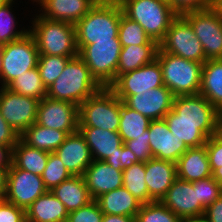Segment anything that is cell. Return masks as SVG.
<instances>
[{
	"instance_id": "1",
	"label": "cell",
	"mask_w": 222,
	"mask_h": 222,
	"mask_svg": "<svg viewBox=\"0 0 222 222\" xmlns=\"http://www.w3.org/2000/svg\"><path fill=\"white\" fill-rule=\"evenodd\" d=\"M122 8L117 0H99L74 26L77 44L113 41L118 37Z\"/></svg>"
},
{
	"instance_id": "2",
	"label": "cell",
	"mask_w": 222,
	"mask_h": 222,
	"mask_svg": "<svg viewBox=\"0 0 222 222\" xmlns=\"http://www.w3.org/2000/svg\"><path fill=\"white\" fill-rule=\"evenodd\" d=\"M102 86L91 75L90 69L79 57L72 58L61 75L47 88V97L79 106Z\"/></svg>"
},
{
	"instance_id": "3",
	"label": "cell",
	"mask_w": 222,
	"mask_h": 222,
	"mask_svg": "<svg viewBox=\"0 0 222 222\" xmlns=\"http://www.w3.org/2000/svg\"><path fill=\"white\" fill-rule=\"evenodd\" d=\"M29 33L34 37L39 55L75 58L79 54L74 24L35 15ZM32 27V29H31Z\"/></svg>"
},
{
	"instance_id": "4",
	"label": "cell",
	"mask_w": 222,
	"mask_h": 222,
	"mask_svg": "<svg viewBox=\"0 0 222 222\" xmlns=\"http://www.w3.org/2000/svg\"><path fill=\"white\" fill-rule=\"evenodd\" d=\"M123 14L138 22L158 44L165 38L171 22L179 15L168 0H117Z\"/></svg>"
},
{
	"instance_id": "5",
	"label": "cell",
	"mask_w": 222,
	"mask_h": 222,
	"mask_svg": "<svg viewBox=\"0 0 222 222\" xmlns=\"http://www.w3.org/2000/svg\"><path fill=\"white\" fill-rule=\"evenodd\" d=\"M156 59L162 68L163 83L174 96L199 94L203 63L163 52L160 48Z\"/></svg>"
},
{
	"instance_id": "6",
	"label": "cell",
	"mask_w": 222,
	"mask_h": 222,
	"mask_svg": "<svg viewBox=\"0 0 222 222\" xmlns=\"http://www.w3.org/2000/svg\"><path fill=\"white\" fill-rule=\"evenodd\" d=\"M120 99L109 87H102L78 106V127L118 131Z\"/></svg>"
},
{
	"instance_id": "7",
	"label": "cell",
	"mask_w": 222,
	"mask_h": 222,
	"mask_svg": "<svg viewBox=\"0 0 222 222\" xmlns=\"http://www.w3.org/2000/svg\"><path fill=\"white\" fill-rule=\"evenodd\" d=\"M77 47L78 56L90 69L91 75L102 87H109L117 78V66L122 48L119 37L113 41L77 44Z\"/></svg>"
},
{
	"instance_id": "8",
	"label": "cell",
	"mask_w": 222,
	"mask_h": 222,
	"mask_svg": "<svg viewBox=\"0 0 222 222\" xmlns=\"http://www.w3.org/2000/svg\"><path fill=\"white\" fill-rule=\"evenodd\" d=\"M38 59L39 51L34 37L29 32L18 40L4 44L0 72L1 87H7L19 75L36 68Z\"/></svg>"
},
{
	"instance_id": "9",
	"label": "cell",
	"mask_w": 222,
	"mask_h": 222,
	"mask_svg": "<svg viewBox=\"0 0 222 222\" xmlns=\"http://www.w3.org/2000/svg\"><path fill=\"white\" fill-rule=\"evenodd\" d=\"M202 44L205 58L222 59V19L214 7L181 14Z\"/></svg>"
},
{
	"instance_id": "10",
	"label": "cell",
	"mask_w": 222,
	"mask_h": 222,
	"mask_svg": "<svg viewBox=\"0 0 222 222\" xmlns=\"http://www.w3.org/2000/svg\"><path fill=\"white\" fill-rule=\"evenodd\" d=\"M163 52L182 57L187 60L205 63L202 44L197 39L190 23L179 14L170 24L165 38L159 43Z\"/></svg>"
},
{
	"instance_id": "11",
	"label": "cell",
	"mask_w": 222,
	"mask_h": 222,
	"mask_svg": "<svg viewBox=\"0 0 222 222\" xmlns=\"http://www.w3.org/2000/svg\"><path fill=\"white\" fill-rule=\"evenodd\" d=\"M40 100L0 87V111L5 121L19 135L36 122Z\"/></svg>"
},
{
	"instance_id": "12",
	"label": "cell",
	"mask_w": 222,
	"mask_h": 222,
	"mask_svg": "<svg viewBox=\"0 0 222 222\" xmlns=\"http://www.w3.org/2000/svg\"><path fill=\"white\" fill-rule=\"evenodd\" d=\"M47 191L41 176L19 169L13 163L7 170L4 199L11 204L26 210Z\"/></svg>"
},
{
	"instance_id": "13",
	"label": "cell",
	"mask_w": 222,
	"mask_h": 222,
	"mask_svg": "<svg viewBox=\"0 0 222 222\" xmlns=\"http://www.w3.org/2000/svg\"><path fill=\"white\" fill-rule=\"evenodd\" d=\"M161 86H164L162 68L155 58L136 70L119 75L109 88L121 101H124L128 96Z\"/></svg>"
},
{
	"instance_id": "14",
	"label": "cell",
	"mask_w": 222,
	"mask_h": 222,
	"mask_svg": "<svg viewBox=\"0 0 222 222\" xmlns=\"http://www.w3.org/2000/svg\"><path fill=\"white\" fill-rule=\"evenodd\" d=\"M160 202L183 222L201 219L205 212L198 200L197 181L176 178Z\"/></svg>"
},
{
	"instance_id": "15",
	"label": "cell",
	"mask_w": 222,
	"mask_h": 222,
	"mask_svg": "<svg viewBox=\"0 0 222 222\" xmlns=\"http://www.w3.org/2000/svg\"><path fill=\"white\" fill-rule=\"evenodd\" d=\"M36 123L73 134L78 131V106L44 97L38 105Z\"/></svg>"
},
{
	"instance_id": "16",
	"label": "cell",
	"mask_w": 222,
	"mask_h": 222,
	"mask_svg": "<svg viewBox=\"0 0 222 222\" xmlns=\"http://www.w3.org/2000/svg\"><path fill=\"white\" fill-rule=\"evenodd\" d=\"M173 100L174 95L164 85L128 96L123 102L150 120H161L172 109Z\"/></svg>"
},
{
	"instance_id": "17",
	"label": "cell",
	"mask_w": 222,
	"mask_h": 222,
	"mask_svg": "<svg viewBox=\"0 0 222 222\" xmlns=\"http://www.w3.org/2000/svg\"><path fill=\"white\" fill-rule=\"evenodd\" d=\"M174 121L221 122L222 114L201 94L174 96Z\"/></svg>"
},
{
	"instance_id": "18",
	"label": "cell",
	"mask_w": 222,
	"mask_h": 222,
	"mask_svg": "<svg viewBox=\"0 0 222 222\" xmlns=\"http://www.w3.org/2000/svg\"><path fill=\"white\" fill-rule=\"evenodd\" d=\"M149 129V145L152 156L157 159L176 163L189 148L169 130L165 119L151 120Z\"/></svg>"
},
{
	"instance_id": "19",
	"label": "cell",
	"mask_w": 222,
	"mask_h": 222,
	"mask_svg": "<svg viewBox=\"0 0 222 222\" xmlns=\"http://www.w3.org/2000/svg\"><path fill=\"white\" fill-rule=\"evenodd\" d=\"M169 130L188 148L201 147L207 139L219 133L221 122H188L174 121V110L171 109L164 117Z\"/></svg>"
},
{
	"instance_id": "20",
	"label": "cell",
	"mask_w": 222,
	"mask_h": 222,
	"mask_svg": "<svg viewBox=\"0 0 222 222\" xmlns=\"http://www.w3.org/2000/svg\"><path fill=\"white\" fill-rule=\"evenodd\" d=\"M54 152L72 176H83L93 161L87 142L79 131L68 135Z\"/></svg>"
},
{
	"instance_id": "21",
	"label": "cell",
	"mask_w": 222,
	"mask_h": 222,
	"mask_svg": "<svg viewBox=\"0 0 222 222\" xmlns=\"http://www.w3.org/2000/svg\"><path fill=\"white\" fill-rule=\"evenodd\" d=\"M83 177L93 200L123 186V170H116L105 161L93 160Z\"/></svg>"
},
{
	"instance_id": "22",
	"label": "cell",
	"mask_w": 222,
	"mask_h": 222,
	"mask_svg": "<svg viewBox=\"0 0 222 222\" xmlns=\"http://www.w3.org/2000/svg\"><path fill=\"white\" fill-rule=\"evenodd\" d=\"M176 178V163L154 157L145 162V181L153 201H160Z\"/></svg>"
},
{
	"instance_id": "23",
	"label": "cell",
	"mask_w": 222,
	"mask_h": 222,
	"mask_svg": "<svg viewBox=\"0 0 222 222\" xmlns=\"http://www.w3.org/2000/svg\"><path fill=\"white\" fill-rule=\"evenodd\" d=\"M99 0H45L39 15L50 20L76 24Z\"/></svg>"
},
{
	"instance_id": "24",
	"label": "cell",
	"mask_w": 222,
	"mask_h": 222,
	"mask_svg": "<svg viewBox=\"0 0 222 222\" xmlns=\"http://www.w3.org/2000/svg\"><path fill=\"white\" fill-rule=\"evenodd\" d=\"M78 131L87 142L93 160L104 161L124 144L118 131L94 127H78Z\"/></svg>"
},
{
	"instance_id": "25",
	"label": "cell",
	"mask_w": 222,
	"mask_h": 222,
	"mask_svg": "<svg viewBox=\"0 0 222 222\" xmlns=\"http://www.w3.org/2000/svg\"><path fill=\"white\" fill-rule=\"evenodd\" d=\"M177 178L195 182L212 176L206 146L189 148L176 162Z\"/></svg>"
},
{
	"instance_id": "26",
	"label": "cell",
	"mask_w": 222,
	"mask_h": 222,
	"mask_svg": "<svg viewBox=\"0 0 222 222\" xmlns=\"http://www.w3.org/2000/svg\"><path fill=\"white\" fill-rule=\"evenodd\" d=\"M68 213L64 204L47 191L26 209V222H67Z\"/></svg>"
},
{
	"instance_id": "27",
	"label": "cell",
	"mask_w": 222,
	"mask_h": 222,
	"mask_svg": "<svg viewBox=\"0 0 222 222\" xmlns=\"http://www.w3.org/2000/svg\"><path fill=\"white\" fill-rule=\"evenodd\" d=\"M104 214L135 217L142 203L125 187L104 193L95 199Z\"/></svg>"
},
{
	"instance_id": "28",
	"label": "cell",
	"mask_w": 222,
	"mask_h": 222,
	"mask_svg": "<svg viewBox=\"0 0 222 222\" xmlns=\"http://www.w3.org/2000/svg\"><path fill=\"white\" fill-rule=\"evenodd\" d=\"M50 191L64 204L68 212L93 201L83 176H71Z\"/></svg>"
},
{
	"instance_id": "29",
	"label": "cell",
	"mask_w": 222,
	"mask_h": 222,
	"mask_svg": "<svg viewBox=\"0 0 222 222\" xmlns=\"http://www.w3.org/2000/svg\"><path fill=\"white\" fill-rule=\"evenodd\" d=\"M199 94L222 114V59H208L203 64Z\"/></svg>"
},
{
	"instance_id": "30",
	"label": "cell",
	"mask_w": 222,
	"mask_h": 222,
	"mask_svg": "<svg viewBox=\"0 0 222 222\" xmlns=\"http://www.w3.org/2000/svg\"><path fill=\"white\" fill-rule=\"evenodd\" d=\"M67 136L65 131L44 127L35 122L20 135V138L31 147L51 153Z\"/></svg>"
},
{
	"instance_id": "31",
	"label": "cell",
	"mask_w": 222,
	"mask_h": 222,
	"mask_svg": "<svg viewBox=\"0 0 222 222\" xmlns=\"http://www.w3.org/2000/svg\"><path fill=\"white\" fill-rule=\"evenodd\" d=\"M49 153L26 144L21 138L13 146L12 163L19 169L41 176Z\"/></svg>"
},
{
	"instance_id": "32",
	"label": "cell",
	"mask_w": 222,
	"mask_h": 222,
	"mask_svg": "<svg viewBox=\"0 0 222 222\" xmlns=\"http://www.w3.org/2000/svg\"><path fill=\"white\" fill-rule=\"evenodd\" d=\"M158 48L159 45H131L122 47L117 66V77L152 62L156 58Z\"/></svg>"
},
{
	"instance_id": "33",
	"label": "cell",
	"mask_w": 222,
	"mask_h": 222,
	"mask_svg": "<svg viewBox=\"0 0 222 222\" xmlns=\"http://www.w3.org/2000/svg\"><path fill=\"white\" fill-rule=\"evenodd\" d=\"M150 119L128 107L120 100V123L118 133L123 143L139 137H147Z\"/></svg>"
},
{
	"instance_id": "34",
	"label": "cell",
	"mask_w": 222,
	"mask_h": 222,
	"mask_svg": "<svg viewBox=\"0 0 222 222\" xmlns=\"http://www.w3.org/2000/svg\"><path fill=\"white\" fill-rule=\"evenodd\" d=\"M123 187H125L142 204L151 203L145 181V162L134 163L123 170Z\"/></svg>"
},
{
	"instance_id": "35",
	"label": "cell",
	"mask_w": 222,
	"mask_h": 222,
	"mask_svg": "<svg viewBox=\"0 0 222 222\" xmlns=\"http://www.w3.org/2000/svg\"><path fill=\"white\" fill-rule=\"evenodd\" d=\"M7 88L15 93L34 97L40 101L47 97V88L42 83L37 67L19 75Z\"/></svg>"
},
{
	"instance_id": "36",
	"label": "cell",
	"mask_w": 222,
	"mask_h": 222,
	"mask_svg": "<svg viewBox=\"0 0 222 222\" xmlns=\"http://www.w3.org/2000/svg\"><path fill=\"white\" fill-rule=\"evenodd\" d=\"M118 37L122 47L131 45H159L147 35L138 22L129 19L123 13L120 18Z\"/></svg>"
},
{
	"instance_id": "37",
	"label": "cell",
	"mask_w": 222,
	"mask_h": 222,
	"mask_svg": "<svg viewBox=\"0 0 222 222\" xmlns=\"http://www.w3.org/2000/svg\"><path fill=\"white\" fill-rule=\"evenodd\" d=\"M71 59L65 56L39 55L37 68L46 88H49L58 79Z\"/></svg>"
},
{
	"instance_id": "38",
	"label": "cell",
	"mask_w": 222,
	"mask_h": 222,
	"mask_svg": "<svg viewBox=\"0 0 222 222\" xmlns=\"http://www.w3.org/2000/svg\"><path fill=\"white\" fill-rule=\"evenodd\" d=\"M13 3L14 0H10L0 7V44L3 45L18 40L29 32L28 29H16L18 22L15 21L16 17L12 14L14 12L11 9Z\"/></svg>"
},
{
	"instance_id": "39",
	"label": "cell",
	"mask_w": 222,
	"mask_h": 222,
	"mask_svg": "<svg viewBox=\"0 0 222 222\" xmlns=\"http://www.w3.org/2000/svg\"><path fill=\"white\" fill-rule=\"evenodd\" d=\"M135 219L136 222H183L160 201L142 204Z\"/></svg>"
},
{
	"instance_id": "40",
	"label": "cell",
	"mask_w": 222,
	"mask_h": 222,
	"mask_svg": "<svg viewBox=\"0 0 222 222\" xmlns=\"http://www.w3.org/2000/svg\"><path fill=\"white\" fill-rule=\"evenodd\" d=\"M71 176L58 155L55 152L49 153L46 167L41 175L45 188L50 191Z\"/></svg>"
},
{
	"instance_id": "41",
	"label": "cell",
	"mask_w": 222,
	"mask_h": 222,
	"mask_svg": "<svg viewBox=\"0 0 222 222\" xmlns=\"http://www.w3.org/2000/svg\"><path fill=\"white\" fill-rule=\"evenodd\" d=\"M197 195L201 206L206 209L222 195V186L212 177L197 181Z\"/></svg>"
},
{
	"instance_id": "42",
	"label": "cell",
	"mask_w": 222,
	"mask_h": 222,
	"mask_svg": "<svg viewBox=\"0 0 222 222\" xmlns=\"http://www.w3.org/2000/svg\"><path fill=\"white\" fill-rule=\"evenodd\" d=\"M104 213L95 200L68 213L67 222H102Z\"/></svg>"
},
{
	"instance_id": "43",
	"label": "cell",
	"mask_w": 222,
	"mask_h": 222,
	"mask_svg": "<svg viewBox=\"0 0 222 222\" xmlns=\"http://www.w3.org/2000/svg\"><path fill=\"white\" fill-rule=\"evenodd\" d=\"M104 161L116 170H124L134 163L140 162L131 149L124 144L117 148V152L114 155L109 156Z\"/></svg>"
},
{
	"instance_id": "44",
	"label": "cell",
	"mask_w": 222,
	"mask_h": 222,
	"mask_svg": "<svg viewBox=\"0 0 222 222\" xmlns=\"http://www.w3.org/2000/svg\"><path fill=\"white\" fill-rule=\"evenodd\" d=\"M211 172L222 167V134L219 132L207 139L205 144Z\"/></svg>"
},
{
	"instance_id": "45",
	"label": "cell",
	"mask_w": 222,
	"mask_h": 222,
	"mask_svg": "<svg viewBox=\"0 0 222 222\" xmlns=\"http://www.w3.org/2000/svg\"><path fill=\"white\" fill-rule=\"evenodd\" d=\"M149 129H147V137H139L124 142V145L131 149L140 162H147L153 158L149 145Z\"/></svg>"
},
{
	"instance_id": "46",
	"label": "cell",
	"mask_w": 222,
	"mask_h": 222,
	"mask_svg": "<svg viewBox=\"0 0 222 222\" xmlns=\"http://www.w3.org/2000/svg\"><path fill=\"white\" fill-rule=\"evenodd\" d=\"M0 222H26V210L5 199L0 200Z\"/></svg>"
},
{
	"instance_id": "47",
	"label": "cell",
	"mask_w": 222,
	"mask_h": 222,
	"mask_svg": "<svg viewBox=\"0 0 222 222\" xmlns=\"http://www.w3.org/2000/svg\"><path fill=\"white\" fill-rule=\"evenodd\" d=\"M168 2L178 14H182L191 10L213 7L215 0H168Z\"/></svg>"
},
{
	"instance_id": "48",
	"label": "cell",
	"mask_w": 222,
	"mask_h": 222,
	"mask_svg": "<svg viewBox=\"0 0 222 222\" xmlns=\"http://www.w3.org/2000/svg\"><path fill=\"white\" fill-rule=\"evenodd\" d=\"M19 139L18 132L5 121L0 111V145L13 147Z\"/></svg>"
},
{
	"instance_id": "49",
	"label": "cell",
	"mask_w": 222,
	"mask_h": 222,
	"mask_svg": "<svg viewBox=\"0 0 222 222\" xmlns=\"http://www.w3.org/2000/svg\"><path fill=\"white\" fill-rule=\"evenodd\" d=\"M203 219L206 222H222V195L205 209Z\"/></svg>"
},
{
	"instance_id": "50",
	"label": "cell",
	"mask_w": 222,
	"mask_h": 222,
	"mask_svg": "<svg viewBox=\"0 0 222 222\" xmlns=\"http://www.w3.org/2000/svg\"><path fill=\"white\" fill-rule=\"evenodd\" d=\"M13 147L0 145V168L8 170L12 165Z\"/></svg>"
},
{
	"instance_id": "51",
	"label": "cell",
	"mask_w": 222,
	"mask_h": 222,
	"mask_svg": "<svg viewBox=\"0 0 222 222\" xmlns=\"http://www.w3.org/2000/svg\"><path fill=\"white\" fill-rule=\"evenodd\" d=\"M102 222H136L135 217L104 214Z\"/></svg>"
},
{
	"instance_id": "52",
	"label": "cell",
	"mask_w": 222,
	"mask_h": 222,
	"mask_svg": "<svg viewBox=\"0 0 222 222\" xmlns=\"http://www.w3.org/2000/svg\"><path fill=\"white\" fill-rule=\"evenodd\" d=\"M7 170L0 168V200L5 198Z\"/></svg>"
},
{
	"instance_id": "53",
	"label": "cell",
	"mask_w": 222,
	"mask_h": 222,
	"mask_svg": "<svg viewBox=\"0 0 222 222\" xmlns=\"http://www.w3.org/2000/svg\"><path fill=\"white\" fill-rule=\"evenodd\" d=\"M212 177L222 186V167L216 168L212 172Z\"/></svg>"
},
{
	"instance_id": "54",
	"label": "cell",
	"mask_w": 222,
	"mask_h": 222,
	"mask_svg": "<svg viewBox=\"0 0 222 222\" xmlns=\"http://www.w3.org/2000/svg\"><path fill=\"white\" fill-rule=\"evenodd\" d=\"M213 7L217 10L222 19V0H215Z\"/></svg>"
},
{
	"instance_id": "55",
	"label": "cell",
	"mask_w": 222,
	"mask_h": 222,
	"mask_svg": "<svg viewBox=\"0 0 222 222\" xmlns=\"http://www.w3.org/2000/svg\"><path fill=\"white\" fill-rule=\"evenodd\" d=\"M3 49H4V45L0 44V72H1V68H2V56H3Z\"/></svg>"
},
{
	"instance_id": "56",
	"label": "cell",
	"mask_w": 222,
	"mask_h": 222,
	"mask_svg": "<svg viewBox=\"0 0 222 222\" xmlns=\"http://www.w3.org/2000/svg\"><path fill=\"white\" fill-rule=\"evenodd\" d=\"M187 222H206V221L203 218H201V219H195V220L187 221Z\"/></svg>"
},
{
	"instance_id": "57",
	"label": "cell",
	"mask_w": 222,
	"mask_h": 222,
	"mask_svg": "<svg viewBox=\"0 0 222 222\" xmlns=\"http://www.w3.org/2000/svg\"><path fill=\"white\" fill-rule=\"evenodd\" d=\"M33 3L34 2H38L37 4H39L40 6L45 2V0H32Z\"/></svg>"
},
{
	"instance_id": "58",
	"label": "cell",
	"mask_w": 222,
	"mask_h": 222,
	"mask_svg": "<svg viewBox=\"0 0 222 222\" xmlns=\"http://www.w3.org/2000/svg\"><path fill=\"white\" fill-rule=\"evenodd\" d=\"M10 0H0V7L9 2Z\"/></svg>"
},
{
	"instance_id": "59",
	"label": "cell",
	"mask_w": 222,
	"mask_h": 222,
	"mask_svg": "<svg viewBox=\"0 0 222 222\" xmlns=\"http://www.w3.org/2000/svg\"><path fill=\"white\" fill-rule=\"evenodd\" d=\"M219 132L222 134V120H221V123H220V129H219Z\"/></svg>"
}]
</instances>
